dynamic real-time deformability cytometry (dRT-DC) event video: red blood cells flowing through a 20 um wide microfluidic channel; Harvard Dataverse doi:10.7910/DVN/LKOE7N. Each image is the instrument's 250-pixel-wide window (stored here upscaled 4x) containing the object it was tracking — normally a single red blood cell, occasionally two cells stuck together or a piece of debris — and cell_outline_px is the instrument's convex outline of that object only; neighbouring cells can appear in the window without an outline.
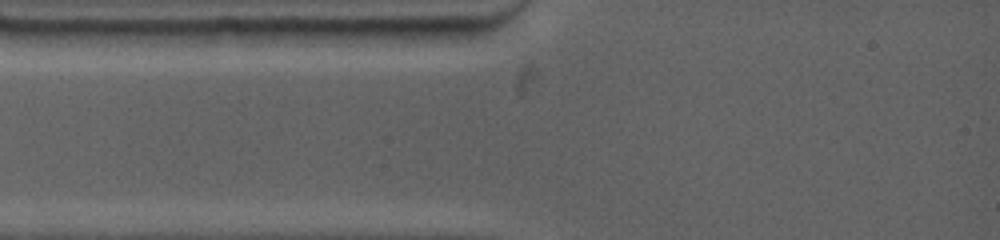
{"species": "common noctule bat (a hibernating species)", "species_latin": "Nyctalus noctula", "temperature_condition": "warm", "stored_images_in_passage": 3, "camera_frame_rate_fps": 4500, "um_per_image_px": 0.085, "animal": {"sex": "female", "body_mass_g": 19.0, "forearm_length_mm": 53.3}, "frame": {"image": 1, "passage_image": 1, "time_ms": 0.0, "image_size_px": [1000, 240], "cell_outline_px": [[472, 36], [460, 44], [416, 48], [368, 44], [340, 32], [340, 28], [472, 28]], "centroid_in_image_um": [34.84, 3.09], "position_along_channel_um": 50.2, "area_um2": 15.03}}